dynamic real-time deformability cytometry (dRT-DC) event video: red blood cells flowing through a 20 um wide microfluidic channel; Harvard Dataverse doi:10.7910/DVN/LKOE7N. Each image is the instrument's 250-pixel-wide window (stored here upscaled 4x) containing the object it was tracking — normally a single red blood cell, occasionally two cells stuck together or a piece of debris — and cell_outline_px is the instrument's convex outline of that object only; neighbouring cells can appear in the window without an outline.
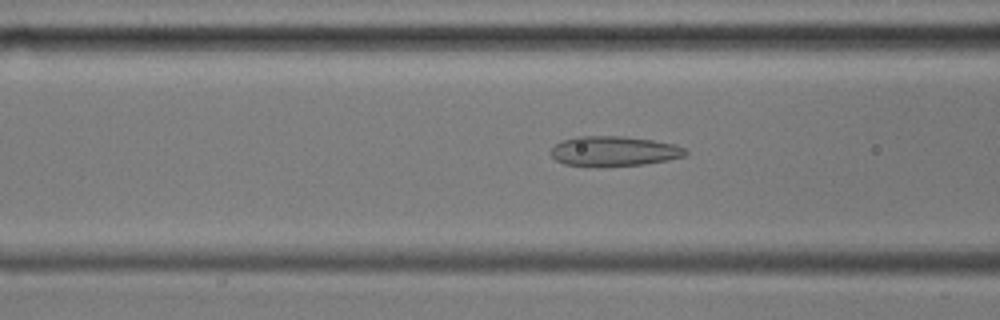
{"species": "common noctule bat (a hibernating species)", "species_latin": "Nyctalus noctula", "temperature_condition": "cold", "stored_images_in_passage": 36, "camera_frame_rate_fps": 3000, "um_per_image_px": 0.085, "animal": {"sex": "male", "body_mass_g": 17.9, "forearm_length_mm": 54.2}, "frame": {"image": 1, "passage_image": 14, "time_ms": 4.333, "image_size_px": [1000, 320], "cell_outline_px": [[688, 152], [684, 156], [668, 160], [644, 164], [564, 164], [556, 160], [548, 152], [560, 140], [576, 136], [624, 136], [652, 140], [676, 144], [684, 148]], "centroid_in_image_um": [52.19, 12.8], "position_along_channel_um": 114.4, "area_um2": 22.89}}
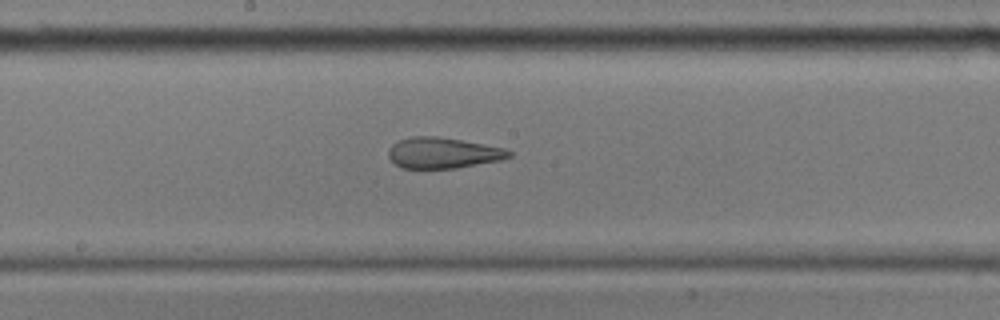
{"frame": {"image": 2, "passage_image": 22, "time_ms": 7.0, "image_size_px": [1000, 320], "cell_outline_px": [[512, 156], [500, 160], [456, 168], [400, 168], [388, 156], [388, 148], [392, 144], [400, 140], [412, 136], [436, 136], [460, 140], [504, 148], [512, 152]], "centroid_in_image_um": [37.63, 13.0], "position_along_channel_um": 210.6, "area_um2": 21.5}}
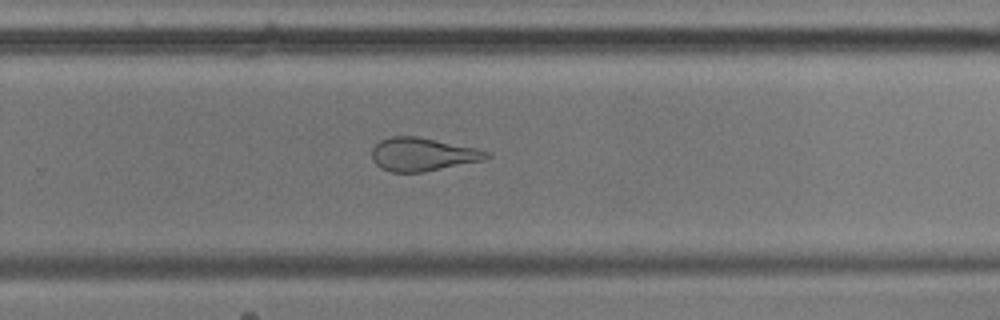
{"frame": {"image": 3, "passage_image": 29, "time_ms": 9.333, "image_size_px": [1000, 320], "cell_outline_px": [[492, 156], [484, 160], [424, 172], [392, 172], [380, 168], [372, 160], [372, 148], [380, 140], [392, 136], [420, 136], [476, 148], [492, 152]], "centroid_in_image_um": [35.94, 13.11], "position_along_channel_um": 293.9, "area_um2": 22.48}, "authors_computed_cell_mechanics": {"area_um2": 23.1489, "velocity_mm_per_s": 3.5841, "shape_relaxation_time_tau1_ms": null, "shape_relaxation_time_tau2_ms": 2.1891, "deformation_change_tau1": null, "deformation_change_tau2": 0.0989}}